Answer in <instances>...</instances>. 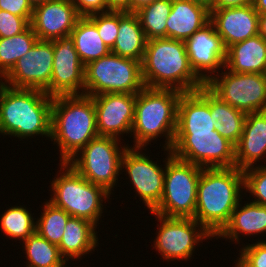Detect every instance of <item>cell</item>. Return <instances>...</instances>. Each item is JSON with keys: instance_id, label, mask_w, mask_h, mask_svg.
<instances>
[{"instance_id": "6da1fadb", "label": "cell", "mask_w": 266, "mask_h": 267, "mask_svg": "<svg viewBox=\"0 0 266 267\" xmlns=\"http://www.w3.org/2000/svg\"><path fill=\"white\" fill-rule=\"evenodd\" d=\"M244 189L243 170L231 168H202L198 181L194 219L212 236L229 222Z\"/></svg>"}, {"instance_id": "7a4b0ae2", "label": "cell", "mask_w": 266, "mask_h": 267, "mask_svg": "<svg viewBox=\"0 0 266 267\" xmlns=\"http://www.w3.org/2000/svg\"><path fill=\"white\" fill-rule=\"evenodd\" d=\"M145 87L194 92L205 83L194 73L184 41L169 38L147 40L141 61Z\"/></svg>"}, {"instance_id": "3957f363", "label": "cell", "mask_w": 266, "mask_h": 267, "mask_svg": "<svg viewBox=\"0 0 266 267\" xmlns=\"http://www.w3.org/2000/svg\"><path fill=\"white\" fill-rule=\"evenodd\" d=\"M52 102L45 91L0 81V133L21 140L37 134L51 138Z\"/></svg>"}, {"instance_id": "277c9868", "label": "cell", "mask_w": 266, "mask_h": 267, "mask_svg": "<svg viewBox=\"0 0 266 267\" xmlns=\"http://www.w3.org/2000/svg\"><path fill=\"white\" fill-rule=\"evenodd\" d=\"M92 96L53 97L51 138L60 149V163L68 162L92 139L98 137Z\"/></svg>"}, {"instance_id": "5b68a950", "label": "cell", "mask_w": 266, "mask_h": 267, "mask_svg": "<svg viewBox=\"0 0 266 267\" xmlns=\"http://www.w3.org/2000/svg\"><path fill=\"white\" fill-rule=\"evenodd\" d=\"M182 92L144 87L137 93L132 131L133 148H143L152 140L166 137L164 151L171 150L177 127V107Z\"/></svg>"}, {"instance_id": "8992f818", "label": "cell", "mask_w": 266, "mask_h": 267, "mask_svg": "<svg viewBox=\"0 0 266 267\" xmlns=\"http://www.w3.org/2000/svg\"><path fill=\"white\" fill-rule=\"evenodd\" d=\"M60 166L59 172L62 173L52 180L53 197L49 201L70 216L88 220L97 226L103 213V199L107 200L110 193L85 179L67 162L60 163Z\"/></svg>"}, {"instance_id": "52a82bcc", "label": "cell", "mask_w": 266, "mask_h": 267, "mask_svg": "<svg viewBox=\"0 0 266 267\" xmlns=\"http://www.w3.org/2000/svg\"><path fill=\"white\" fill-rule=\"evenodd\" d=\"M167 152L162 199L150 213L193 218L202 167L175 158L171 150Z\"/></svg>"}, {"instance_id": "ba28073f", "label": "cell", "mask_w": 266, "mask_h": 267, "mask_svg": "<svg viewBox=\"0 0 266 267\" xmlns=\"http://www.w3.org/2000/svg\"><path fill=\"white\" fill-rule=\"evenodd\" d=\"M145 87L141 62L122 57L111 51L85 65L84 94H137Z\"/></svg>"}, {"instance_id": "9c48e42d", "label": "cell", "mask_w": 266, "mask_h": 267, "mask_svg": "<svg viewBox=\"0 0 266 267\" xmlns=\"http://www.w3.org/2000/svg\"><path fill=\"white\" fill-rule=\"evenodd\" d=\"M118 141L113 137L98 136L67 163L85 179L111 194L122 170L123 154L129 147L125 145L119 148Z\"/></svg>"}, {"instance_id": "30bf717a", "label": "cell", "mask_w": 266, "mask_h": 267, "mask_svg": "<svg viewBox=\"0 0 266 267\" xmlns=\"http://www.w3.org/2000/svg\"><path fill=\"white\" fill-rule=\"evenodd\" d=\"M172 155L202 168L235 167V145L213 132L175 133Z\"/></svg>"}, {"instance_id": "8fae6325", "label": "cell", "mask_w": 266, "mask_h": 267, "mask_svg": "<svg viewBox=\"0 0 266 267\" xmlns=\"http://www.w3.org/2000/svg\"><path fill=\"white\" fill-rule=\"evenodd\" d=\"M224 69L222 76L214 75L205 86L221 101L246 114L266 111V74L234 73Z\"/></svg>"}, {"instance_id": "7c38bea8", "label": "cell", "mask_w": 266, "mask_h": 267, "mask_svg": "<svg viewBox=\"0 0 266 267\" xmlns=\"http://www.w3.org/2000/svg\"><path fill=\"white\" fill-rule=\"evenodd\" d=\"M154 215L161 225L154 240V248L167 261L189 260L200 241L214 237L194 218Z\"/></svg>"}, {"instance_id": "4fadbf2b", "label": "cell", "mask_w": 266, "mask_h": 267, "mask_svg": "<svg viewBox=\"0 0 266 267\" xmlns=\"http://www.w3.org/2000/svg\"><path fill=\"white\" fill-rule=\"evenodd\" d=\"M53 58V40H37L0 80L14 88L45 91L51 81Z\"/></svg>"}, {"instance_id": "5bb4252c", "label": "cell", "mask_w": 266, "mask_h": 267, "mask_svg": "<svg viewBox=\"0 0 266 267\" xmlns=\"http://www.w3.org/2000/svg\"><path fill=\"white\" fill-rule=\"evenodd\" d=\"M53 53L52 76L46 94L51 97L84 94L85 66L75 49L74 40L70 36L53 40Z\"/></svg>"}, {"instance_id": "9a60e30c", "label": "cell", "mask_w": 266, "mask_h": 267, "mask_svg": "<svg viewBox=\"0 0 266 267\" xmlns=\"http://www.w3.org/2000/svg\"><path fill=\"white\" fill-rule=\"evenodd\" d=\"M143 148L128 147L122 157V169L131 179L136 194L146 207L152 211L161 201L164 185L165 167L157 165L145 153Z\"/></svg>"}, {"instance_id": "2e32d148", "label": "cell", "mask_w": 266, "mask_h": 267, "mask_svg": "<svg viewBox=\"0 0 266 267\" xmlns=\"http://www.w3.org/2000/svg\"><path fill=\"white\" fill-rule=\"evenodd\" d=\"M99 136L120 139L131 134L137 94L105 93L92 96Z\"/></svg>"}, {"instance_id": "e0dca14e", "label": "cell", "mask_w": 266, "mask_h": 267, "mask_svg": "<svg viewBox=\"0 0 266 267\" xmlns=\"http://www.w3.org/2000/svg\"><path fill=\"white\" fill-rule=\"evenodd\" d=\"M184 43L194 73L205 84L215 75L213 73L217 71L216 74H219V69L224 68L226 49L211 22L196 31Z\"/></svg>"}, {"instance_id": "ac0fdd59", "label": "cell", "mask_w": 266, "mask_h": 267, "mask_svg": "<svg viewBox=\"0 0 266 267\" xmlns=\"http://www.w3.org/2000/svg\"><path fill=\"white\" fill-rule=\"evenodd\" d=\"M71 0H49L34 6L30 26L38 40H56L70 36L78 19Z\"/></svg>"}, {"instance_id": "d6986e66", "label": "cell", "mask_w": 266, "mask_h": 267, "mask_svg": "<svg viewBox=\"0 0 266 267\" xmlns=\"http://www.w3.org/2000/svg\"><path fill=\"white\" fill-rule=\"evenodd\" d=\"M210 22L221 37L225 49L259 34V13L253 4L210 11Z\"/></svg>"}, {"instance_id": "ffe728a7", "label": "cell", "mask_w": 266, "mask_h": 267, "mask_svg": "<svg viewBox=\"0 0 266 267\" xmlns=\"http://www.w3.org/2000/svg\"><path fill=\"white\" fill-rule=\"evenodd\" d=\"M216 122L214 114H210V90L206 86L182 93L178 101L175 133L213 132Z\"/></svg>"}, {"instance_id": "44dd1931", "label": "cell", "mask_w": 266, "mask_h": 267, "mask_svg": "<svg viewBox=\"0 0 266 267\" xmlns=\"http://www.w3.org/2000/svg\"><path fill=\"white\" fill-rule=\"evenodd\" d=\"M266 155V111L247 113L235 145V167L245 170Z\"/></svg>"}, {"instance_id": "7402d4cb", "label": "cell", "mask_w": 266, "mask_h": 267, "mask_svg": "<svg viewBox=\"0 0 266 267\" xmlns=\"http://www.w3.org/2000/svg\"><path fill=\"white\" fill-rule=\"evenodd\" d=\"M210 22V10L190 0H172L166 38L185 41Z\"/></svg>"}, {"instance_id": "603a6c76", "label": "cell", "mask_w": 266, "mask_h": 267, "mask_svg": "<svg viewBox=\"0 0 266 267\" xmlns=\"http://www.w3.org/2000/svg\"><path fill=\"white\" fill-rule=\"evenodd\" d=\"M224 68L234 73L266 74V40L257 34L229 46Z\"/></svg>"}, {"instance_id": "cb8c5ba5", "label": "cell", "mask_w": 266, "mask_h": 267, "mask_svg": "<svg viewBox=\"0 0 266 267\" xmlns=\"http://www.w3.org/2000/svg\"><path fill=\"white\" fill-rule=\"evenodd\" d=\"M96 228L94 223L82 218L71 216L68 219L62 240L58 245L60 254L66 262L69 258L79 259L98 246Z\"/></svg>"}, {"instance_id": "d4e9b609", "label": "cell", "mask_w": 266, "mask_h": 267, "mask_svg": "<svg viewBox=\"0 0 266 267\" xmlns=\"http://www.w3.org/2000/svg\"><path fill=\"white\" fill-rule=\"evenodd\" d=\"M240 207V208H239ZM266 232V206L251 202L240 203L231 214L229 222L216 235L219 238L231 239L239 243V237L243 235H257Z\"/></svg>"}, {"instance_id": "484cf974", "label": "cell", "mask_w": 266, "mask_h": 267, "mask_svg": "<svg viewBox=\"0 0 266 267\" xmlns=\"http://www.w3.org/2000/svg\"><path fill=\"white\" fill-rule=\"evenodd\" d=\"M147 39L135 12L119 11V29L113 48L110 50L122 57L142 61Z\"/></svg>"}, {"instance_id": "4316f807", "label": "cell", "mask_w": 266, "mask_h": 267, "mask_svg": "<svg viewBox=\"0 0 266 267\" xmlns=\"http://www.w3.org/2000/svg\"><path fill=\"white\" fill-rule=\"evenodd\" d=\"M70 37L74 40L75 49L84 66L110 52L96 25L87 16L78 19Z\"/></svg>"}, {"instance_id": "83f0119b", "label": "cell", "mask_w": 266, "mask_h": 267, "mask_svg": "<svg viewBox=\"0 0 266 267\" xmlns=\"http://www.w3.org/2000/svg\"><path fill=\"white\" fill-rule=\"evenodd\" d=\"M210 114L217 121L215 130L236 145L243 132L246 113L221 101L210 91Z\"/></svg>"}, {"instance_id": "f1b7e54d", "label": "cell", "mask_w": 266, "mask_h": 267, "mask_svg": "<svg viewBox=\"0 0 266 267\" xmlns=\"http://www.w3.org/2000/svg\"><path fill=\"white\" fill-rule=\"evenodd\" d=\"M27 256V267H67L59 247L50 243L37 232L23 241Z\"/></svg>"}, {"instance_id": "f546056e", "label": "cell", "mask_w": 266, "mask_h": 267, "mask_svg": "<svg viewBox=\"0 0 266 267\" xmlns=\"http://www.w3.org/2000/svg\"><path fill=\"white\" fill-rule=\"evenodd\" d=\"M38 37L29 25L23 32L0 38V78L2 79L37 42Z\"/></svg>"}, {"instance_id": "4dcf8cb0", "label": "cell", "mask_w": 266, "mask_h": 267, "mask_svg": "<svg viewBox=\"0 0 266 267\" xmlns=\"http://www.w3.org/2000/svg\"><path fill=\"white\" fill-rule=\"evenodd\" d=\"M171 9L172 0H155L135 11L147 40L166 38V20Z\"/></svg>"}, {"instance_id": "1f68e13d", "label": "cell", "mask_w": 266, "mask_h": 267, "mask_svg": "<svg viewBox=\"0 0 266 267\" xmlns=\"http://www.w3.org/2000/svg\"><path fill=\"white\" fill-rule=\"evenodd\" d=\"M44 204L43 213L36 221V232L50 243L59 245L63 237L64 228L71 216L50 201Z\"/></svg>"}, {"instance_id": "d6a6232c", "label": "cell", "mask_w": 266, "mask_h": 267, "mask_svg": "<svg viewBox=\"0 0 266 267\" xmlns=\"http://www.w3.org/2000/svg\"><path fill=\"white\" fill-rule=\"evenodd\" d=\"M26 207L13 206L5 211L0 218L2 232L12 239L26 240L36 232V221Z\"/></svg>"}, {"instance_id": "836d02e7", "label": "cell", "mask_w": 266, "mask_h": 267, "mask_svg": "<svg viewBox=\"0 0 266 267\" xmlns=\"http://www.w3.org/2000/svg\"><path fill=\"white\" fill-rule=\"evenodd\" d=\"M97 27L98 33L111 50L115 44L119 29V11L110 10L87 16Z\"/></svg>"}, {"instance_id": "e575fe53", "label": "cell", "mask_w": 266, "mask_h": 267, "mask_svg": "<svg viewBox=\"0 0 266 267\" xmlns=\"http://www.w3.org/2000/svg\"><path fill=\"white\" fill-rule=\"evenodd\" d=\"M244 189L255 197L252 202L266 206V166L257 165L243 170Z\"/></svg>"}, {"instance_id": "d590c367", "label": "cell", "mask_w": 266, "mask_h": 267, "mask_svg": "<svg viewBox=\"0 0 266 267\" xmlns=\"http://www.w3.org/2000/svg\"><path fill=\"white\" fill-rule=\"evenodd\" d=\"M235 267H266V240L241 248Z\"/></svg>"}, {"instance_id": "8d00e7d4", "label": "cell", "mask_w": 266, "mask_h": 267, "mask_svg": "<svg viewBox=\"0 0 266 267\" xmlns=\"http://www.w3.org/2000/svg\"><path fill=\"white\" fill-rule=\"evenodd\" d=\"M30 23L21 16L0 10V38H9L23 32Z\"/></svg>"}, {"instance_id": "74e56055", "label": "cell", "mask_w": 266, "mask_h": 267, "mask_svg": "<svg viewBox=\"0 0 266 267\" xmlns=\"http://www.w3.org/2000/svg\"><path fill=\"white\" fill-rule=\"evenodd\" d=\"M33 8L29 0H0V10L24 17L29 23Z\"/></svg>"}, {"instance_id": "f35d334b", "label": "cell", "mask_w": 266, "mask_h": 267, "mask_svg": "<svg viewBox=\"0 0 266 267\" xmlns=\"http://www.w3.org/2000/svg\"><path fill=\"white\" fill-rule=\"evenodd\" d=\"M71 2L80 16H90L110 11L106 0H71Z\"/></svg>"}, {"instance_id": "ab89813d", "label": "cell", "mask_w": 266, "mask_h": 267, "mask_svg": "<svg viewBox=\"0 0 266 267\" xmlns=\"http://www.w3.org/2000/svg\"><path fill=\"white\" fill-rule=\"evenodd\" d=\"M250 4H253V0H212L211 10L228 7H243Z\"/></svg>"}, {"instance_id": "60d3db41", "label": "cell", "mask_w": 266, "mask_h": 267, "mask_svg": "<svg viewBox=\"0 0 266 267\" xmlns=\"http://www.w3.org/2000/svg\"><path fill=\"white\" fill-rule=\"evenodd\" d=\"M109 10L130 12V0H106Z\"/></svg>"}, {"instance_id": "b9f144b4", "label": "cell", "mask_w": 266, "mask_h": 267, "mask_svg": "<svg viewBox=\"0 0 266 267\" xmlns=\"http://www.w3.org/2000/svg\"><path fill=\"white\" fill-rule=\"evenodd\" d=\"M259 35L266 40V13H259Z\"/></svg>"}, {"instance_id": "7bdbcfd3", "label": "cell", "mask_w": 266, "mask_h": 267, "mask_svg": "<svg viewBox=\"0 0 266 267\" xmlns=\"http://www.w3.org/2000/svg\"><path fill=\"white\" fill-rule=\"evenodd\" d=\"M155 0H130V12L137 11L140 7L152 3Z\"/></svg>"}, {"instance_id": "ee69618b", "label": "cell", "mask_w": 266, "mask_h": 267, "mask_svg": "<svg viewBox=\"0 0 266 267\" xmlns=\"http://www.w3.org/2000/svg\"><path fill=\"white\" fill-rule=\"evenodd\" d=\"M253 7L258 13H266V0H253Z\"/></svg>"}, {"instance_id": "f6af8a7d", "label": "cell", "mask_w": 266, "mask_h": 267, "mask_svg": "<svg viewBox=\"0 0 266 267\" xmlns=\"http://www.w3.org/2000/svg\"><path fill=\"white\" fill-rule=\"evenodd\" d=\"M190 1L197 3V4H200L211 11L212 0H190Z\"/></svg>"}, {"instance_id": "bcb514c9", "label": "cell", "mask_w": 266, "mask_h": 267, "mask_svg": "<svg viewBox=\"0 0 266 267\" xmlns=\"http://www.w3.org/2000/svg\"><path fill=\"white\" fill-rule=\"evenodd\" d=\"M46 1H49V0H29V2L32 4L33 7L38 4L44 3Z\"/></svg>"}]
</instances>
